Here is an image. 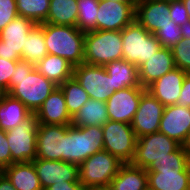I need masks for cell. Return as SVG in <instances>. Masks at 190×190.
<instances>
[{
    "label": "cell",
    "mask_w": 190,
    "mask_h": 190,
    "mask_svg": "<svg viewBox=\"0 0 190 190\" xmlns=\"http://www.w3.org/2000/svg\"><path fill=\"white\" fill-rule=\"evenodd\" d=\"M57 87L54 82L39 73L35 69V65L19 60L10 80V92L8 94L18 99L32 114H35Z\"/></svg>",
    "instance_id": "6da1fadb"
},
{
    "label": "cell",
    "mask_w": 190,
    "mask_h": 190,
    "mask_svg": "<svg viewBox=\"0 0 190 190\" xmlns=\"http://www.w3.org/2000/svg\"><path fill=\"white\" fill-rule=\"evenodd\" d=\"M147 175L148 190H190V151L180 145Z\"/></svg>",
    "instance_id": "7a4b0ae2"
},
{
    "label": "cell",
    "mask_w": 190,
    "mask_h": 190,
    "mask_svg": "<svg viewBox=\"0 0 190 190\" xmlns=\"http://www.w3.org/2000/svg\"><path fill=\"white\" fill-rule=\"evenodd\" d=\"M41 25L48 54L65 58L74 67L84 63V32L75 26Z\"/></svg>",
    "instance_id": "3957f363"
},
{
    "label": "cell",
    "mask_w": 190,
    "mask_h": 190,
    "mask_svg": "<svg viewBox=\"0 0 190 190\" xmlns=\"http://www.w3.org/2000/svg\"><path fill=\"white\" fill-rule=\"evenodd\" d=\"M103 150L101 126L74 127L65 125V146L62 161L80 165L91 155Z\"/></svg>",
    "instance_id": "277c9868"
},
{
    "label": "cell",
    "mask_w": 190,
    "mask_h": 190,
    "mask_svg": "<svg viewBox=\"0 0 190 190\" xmlns=\"http://www.w3.org/2000/svg\"><path fill=\"white\" fill-rule=\"evenodd\" d=\"M123 59L121 31L95 30L85 33L84 63L104 66Z\"/></svg>",
    "instance_id": "5b68a950"
},
{
    "label": "cell",
    "mask_w": 190,
    "mask_h": 190,
    "mask_svg": "<svg viewBox=\"0 0 190 190\" xmlns=\"http://www.w3.org/2000/svg\"><path fill=\"white\" fill-rule=\"evenodd\" d=\"M121 34L123 59L137 68L162 48L155 35L145 30L136 20L121 30Z\"/></svg>",
    "instance_id": "8992f818"
},
{
    "label": "cell",
    "mask_w": 190,
    "mask_h": 190,
    "mask_svg": "<svg viewBox=\"0 0 190 190\" xmlns=\"http://www.w3.org/2000/svg\"><path fill=\"white\" fill-rule=\"evenodd\" d=\"M124 163L102 150L79 165V181L86 189L109 187Z\"/></svg>",
    "instance_id": "52a82bcc"
},
{
    "label": "cell",
    "mask_w": 190,
    "mask_h": 190,
    "mask_svg": "<svg viewBox=\"0 0 190 190\" xmlns=\"http://www.w3.org/2000/svg\"><path fill=\"white\" fill-rule=\"evenodd\" d=\"M180 144L160 132L137 138L133 166L152 171L157 163L175 151Z\"/></svg>",
    "instance_id": "ba28073f"
},
{
    "label": "cell",
    "mask_w": 190,
    "mask_h": 190,
    "mask_svg": "<svg viewBox=\"0 0 190 190\" xmlns=\"http://www.w3.org/2000/svg\"><path fill=\"white\" fill-rule=\"evenodd\" d=\"M103 150L117 157L121 162L131 163L137 137L131 124L108 120L103 126Z\"/></svg>",
    "instance_id": "9c48e42d"
},
{
    "label": "cell",
    "mask_w": 190,
    "mask_h": 190,
    "mask_svg": "<svg viewBox=\"0 0 190 190\" xmlns=\"http://www.w3.org/2000/svg\"><path fill=\"white\" fill-rule=\"evenodd\" d=\"M38 119L33 114L16 127L6 131L11 158L17 162H29L36 159V139Z\"/></svg>",
    "instance_id": "30bf717a"
},
{
    "label": "cell",
    "mask_w": 190,
    "mask_h": 190,
    "mask_svg": "<svg viewBox=\"0 0 190 190\" xmlns=\"http://www.w3.org/2000/svg\"><path fill=\"white\" fill-rule=\"evenodd\" d=\"M73 77L91 99L106 102L114 93L113 82L104 66L82 63L74 67Z\"/></svg>",
    "instance_id": "8fae6325"
},
{
    "label": "cell",
    "mask_w": 190,
    "mask_h": 190,
    "mask_svg": "<svg viewBox=\"0 0 190 190\" xmlns=\"http://www.w3.org/2000/svg\"><path fill=\"white\" fill-rule=\"evenodd\" d=\"M134 20L135 4L132 1H99L96 30L121 31Z\"/></svg>",
    "instance_id": "7c38bea8"
},
{
    "label": "cell",
    "mask_w": 190,
    "mask_h": 190,
    "mask_svg": "<svg viewBox=\"0 0 190 190\" xmlns=\"http://www.w3.org/2000/svg\"><path fill=\"white\" fill-rule=\"evenodd\" d=\"M35 23L17 16L0 32V58L19 61L22 57L26 37Z\"/></svg>",
    "instance_id": "4fadbf2b"
},
{
    "label": "cell",
    "mask_w": 190,
    "mask_h": 190,
    "mask_svg": "<svg viewBox=\"0 0 190 190\" xmlns=\"http://www.w3.org/2000/svg\"><path fill=\"white\" fill-rule=\"evenodd\" d=\"M164 108L165 106L151 93L146 89L143 91L138 110L131 123L137 138L158 132Z\"/></svg>",
    "instance_id": "5bb4252c"
},
{
    "label": "cell",
    "mask_w": 190,
    "mask_h": 190,
    "mask_svg": "<svg viewBox=\"0 0 190 190\" xmlns=\"http://www.w3.org/2000/svg\"><path fill=\"white\" fill-rule=\"evenodd\" d=\"M144 87H128L115 91L106 101L109 120L131 124Z\"/></svg>",
    "instance_id": "9a60e30c"
},
{
    "label": "cell",
    "mask_w": 190,
    "mask_h": 190,
    "mask_svg": "<svg viewBox=\"0 0 190 190\" xmlns=\"http://www.w3.org/2000/svg\"><path fill=\"white\" fill-rule=\"evenodd\" d=\"M33 164L43 190L54 183L80 182L79 166L76 164L39 158Z\"/></svg>",
    "instance_id": "2e32d148"
},
{
    "label": "cell",
    "mask_w": 190,
    "mask_h": 190,
    "mask_svg": "<svg viewBox=\"0 0 190 190\" xmlns=\"http://www.w3.org/2000/svg\"><path fill=\"white\" fill-rule=\"evenodd\" d=\"M158 132L185 146L190 133V108L177 104L165 106Z\"/></svg>",
    "instance_id": "e0dca14e"
},
{
    "label": "cell",
    "mask_w": 190,
    "mask_h": 190,
    "mask_svg": "<svg viewBox=\"0 0 190 190\" xmlns=\"http://www.w3.org/2000/svg\"><path fill=\"white\" fill-rule=\"evenodd\" d=\"M65 146V125L38 124L36 158L62 160Z\"/></svg>",
    "instance_id": "ac0fdd59"
},
{
    "label": "cell",
    "mask_w": 190,
    "mask_h": 190,
    "mask_svg": "<svg viewBox=\"0 0 190 190\" xmlns=\"http://www.w3.org/2000/svg\"><path fill=\"white\" fill-rule=\"evenodd\" d=\"M169 15L168 1L144 0L135 4V20L152 34L170 23Z\"/></svg>",
    "instance_id": "d6986e66"
},
{
    "label": "cell",
    "mask_w": 190,
    "mask_h": 190,
    "mask_svg": "<svg viewBox=\"0 0 190 190\" xmlns=\"http://www.w3.org/2000/svg\"><path fill=\"white\" fill-rule=\"evenodd\" d=\"M186 74L187 72L180 68H174L172 71L154 81L146 90L162 105H175L180 97Z\"/></svg>",
    "instance_id": "ffe728a7"
},
{
    "label": "cell",
    "mask_w": 190,
    "mask_h": 190,
    "mask_svg": "<svg viewBox=\"0 0 190 190\" xmlns=\"http://www.w3.org/2000/svg\"><path fill=\"white\" fill-rule=\"evenodd\" d=\"M34 115L39 124L71 125L72 122L64 94L59 87L48 96Z\"/></svg>",
    "instance_id": "44dd1931"
},
{
    "label": "cell",
    "mask_w": 190,
    "mask_h": 190,
    "mask_svg": "<svg viewBox=\"0 0 190 190\" xmlns=\"http://www.w3.org/2000/svg\"><path fill=\"white\" fill-rule=\"evenodd\" d=\"M175 67L171 48L162 47L138 68L139 84L145 89Z\"/></svg>",
    "instance_id": "7402d4cb"
},
{
    "label": "cell",
    "mask_w": 190,
    "mask_h": 190,
    "mask_svg": "<svg viewBox=\"0 0 190 190\" xmlns=\"http://www.w3.org/2000/svg\"><path fill=\"white\" fill-rule=\"evenodd\" d=\"M110 190H148V175L146 169L123 164L117 175L109 184Z\"/></svg>",
    "instance_id": "603a6c76"
},
{
    "label": "cell",
    "mask_w": 190,
    "mask_h": 190,
    "mask_svg": "<svg viewBox=\"0 0 190 190\" xmlns=\"http://www.w3.org/2000/svg\"><path fill=\"white\" fill-rule=\"evenodd\" d=\"M5 176L16 190H43L33 161L11 164L5 168Z\"/></svg>",
    "instance_id": "cb8c5ba5"
},
{
    "label": "cell",
    "mask_w": 190,
    "mask_h": 190,
    "mask_svg": "<svg viewBox=\"0 0 190 190\" xmlns=\"http://www.w3.org/2000/svg\"><path fill=\"white\" fill-rule=\"evenodd\" d=\"M35 69L57 86L73 77L74 73V66L72 64L65 58L53 54H47L35 65Z\"/></svg>",
    "instance_id": "d4e9b609"
},
{
    "label": "cell",
    "mask_w": 190,
    "mask_h": 190,
    "mask_svg": "<svg viewBox=\"0 0 190 190\" xmlns=\"http://www.w3.org/2000/svg\"><path fill=\"white\" fill-rule=\"evenodd\" d=\"M113 82L114 92L128 87H142L138 81V68L124 59L104 65Z\"/></svg>",
    "instance_id": "484cf974"
},
{
    "label": "cell",
    "mask_w": 190,
    "mask_h": 190,
    "mask_svg": "<svg viewBox=\"0 0 190 190\" xmlns=\"http://www.w3.org/2000/svg\"><path fill=\"white\" fill-rule=\"evenodd\" d=\"M32 115V112L22 102L6 93L0 102V129L8 131Z\"/></svg>",
    "instance_id": "4316f807"
},
{
    "label": "cell",
    "mask_w": 190,
    "mask_h": 190,
    "mask_svg": "<svg viewBox=\"0 0 190 190\" xmlns=\"http://www.w3.org/2000/svg\"><path fill=\"white\" fill-rule=\"evenodd\" d=\"M109 120L106 102L89 99L72 117L74 127L103 126Z\"/></svg>",
    "instance_id": "83f0119b"
},
{
    "label": "cell",
    "mask_w": 190,
    "mask_h": 190,
    "mask_svg": "<svg viewBox=\"0 0 190 190\" xmlns=\"http://www.w3.org/2000/svg\"><path fill=\"white\" fill-rule=\"evenodd\" d=\"M77 0H50V8L44 23L77 27Z\"/></svg>",
    "instance_id": "f1b7e54d"
},
{
    "label": "cell",
    "mask_w": 190,
    "mask_h": 190,
    "mask_svg": "<svg viewBox=\"0 0 190 190\" xmlns=\"http://www.w3.org/2000/svg\"><path fill=\"white\" fill-rule=\"evenodd\" d=\"M47 54L43 26L41 24H35L26 37L21 60L36 65Z\"/></svg>",
    "instance_id": "f546056e"
},
{
    "label": "cell",
    "mask_w": 190,
    "mask_h": 190,
    "mask_svg": "<svg viewBox=\"0 0 190 190\" xmlns=\"http://www.w3.org/2000/svg\"><path fill=\"white\" fill-rule=\"evenodd\" d=\"M65 97L69 114L73 117L90 99L86 91L79 85L74 77L67 79L58 86Z\"/></svg>",
    "instance_id": "4dcf8cb0"
},
{
    "label": "cell",
    "mask_w": 190,
    "mask_h": 190,
    "mask_svg": "<svg viewBox=\"0 0 190 190\" xmlns=\"http://www.w3.org/2000/svg\"><path fill=\"white\" fill-rule=\"evenodd\" d=\"M18 16L32 20L35 24H42L46 21L50 0H15Z\"/></svg>",
    "instance_id": "1f68e13d"
},
{
    "label": "cell",
    "mask_w": 190,
    "mask_h": 190,
    "mask_svg": "<svg viewBox=\"0 0 190 190\" xmlns=\"http://www.w3.org/2000/svg\"><path fill=\"white\" fill-rule=\"evenodd\" d=\"M100 0H77V27L84 33L96 30V18Z\"/></svg>",
    "instance_id": "d6a6232c"
},
{
    "label": "cell",
    "mask_w": 190,
    "mask_h": 190,
    "mask_svg": "<svg viewBox=\"0 0 190 190\" xmlns=\"http://www.w3.org/2000/svg\"><path fill=\"white\" fill-rule=\"evenodd\" d=\"M154 35L161 46L166 48H172L182 38L180 26L172 20L156 31Z\"/></svg>",
    "instance_id": "836d02e7"
},
{
    "label": "cell",
    "mask_w": 190,
    "mask_h": 190,
    "mask_svg": "<svg viewBox=\"0 0 190 190\" xmlns=\"http://www.w3.org/2000/svg\"><path fill=\"white\" fill-rule=\"evenodd\" d=\"M171 50L175 67L190 73V39L181 38Z\"/></svg>",
    "instance_id": "e575fe53"
},
{
    "label": "cell",
    "mask_w": 190,
    "mask_h": 190,
    "mask_svg": "<svg viewBox=\"0 0 190 190\" xmlns=\"http://www.w3.org/2000/svg\"><path fill=\"white\" fill-rule=\"evenodd\" d=\"M17 16L15 0H0V32Z\"/></svg>",
    "instance_id": "d590c367"
},
{
    "label": "cell",
    "mask_w": 190,
    "mask_h": 190,
    "mask_svg": "<svg viewBox=\"0 0 190 190\" xmlns=\"http://www.w3.org/2000/svg\"><path fill=\"white\" fill-rule=\"evenodd\" d=\"M17 62L0 58V88L6 93L10 92V80L14 74Z\"/></svg>",
    "instance_id": "8d00e7d4"
},
{
    "label": "cell",
    "mask_w": 190,
    "mask_h": 190,
    "mask_svg": "<svg viewBox=\"0 0 190 190\" xmlns=\"http://www.w3.org/2000/svg\"><path fill=\"white\" fill-rule=\"evenodd\" d=\"M170 18L173 22L182 26L185 22L189 21L187 9L185 8L182 0H172L169 2Z\"/></svg>",
    "instance_id": "74e56055"
},
{
    "label": "cell",
    "mask_w": 190,
    "mask_h": 190,
    "mask_svg": "<svg viewBox=\"0 0 190 190\" xmlns=\"http://www.w3.org/2000/svg\"><path fill=\"white\" fill-rule=\"evenodd\" d=\"M15 163L11 158L6 131L0 129V164L5 168Z\"/></svg>",
    "instance_id": "f35d334b"
},
{
    "label": "cell",
    "mask_w": 190,
    "mask_h": 190,
    "mask_svg": "<svg viewBox=\"0 0 190 190\" xmlns=\"http://www.w3.org/2000/svg\"><path fill=\"white\" fill-rule=\"evenodd\" d=\"M177 105L190 108V73H187L183 80L182 90Z\"/></svg>",
    "instance_id": "ab89813d"
},
{
    "label": "cell",
    "mask_w": 190,
    "mask_h": 190,
    "mask_svg": "<svg viewBox=\"0 0 190 190\" xmlns=\"http://www.w3.org/2000/svg\"><path fill=\"white\" fill-rule=\"evenodd\" d=\"M45 190H87L80 182L54 183Z\"/></svg>",
    "instance_id": "60d3db41"
},
{
    "label": "cell",
    "mask_w": 190,
    "mask_h": 190,
    "mask_svg": "<svg viewBox=\"0 0 190 190\" xmlns=\"http://www.w3.org/2000/svg\"><path fill=\"white\" fill-rule=\"evenodd\" d=\"M0 190H16L9 179L4 175L0 179Z\"/></svg>",
    "instance_id": "b9f144b4"
},
{
    "label": "cell",
    "mask_w": 190,
    "mask_h": 190,
    "mask_svg": "<svg viewBox=\"0 0 190 190\" xmlns=\"http://www.w3.org/2000/svg\"><path fill=\"white\" fill-rule=\"evenodd\" d=\"M182 38L190 39V20L180 26Z\"/></svg>",
    "instance_id": "7bdbcfd3"
},
{
    "label": "cell",
    "mask_w": 190,
    "mask_h": 190,
    "mask_svg": "<svg viewBox=\"0 0 190 190\" xmlns=\"http://www.w3.org/2000/svg\"><path fill=\"white\" fill-rule=\"evenodd\" d=\"M185 8L187 9V14L190 20V0H182Z\"/></svg>",
    "instance_id": "ee69618b"
},
{
    "label": "cell",
    "mask_w": 190,
    "mask_h": 190,
    "mask_svg": "<svg viewBox=\"0 0 190 190\" xmlns=\"http://www.w3.org/2000/svg\"><path fill=\"white\" fill-rule=\"evenodd\" d=\"M5 175V167L0 164V179Z\"/></svg>",
    "instance_id": "f6af8a7d"
},
{
    "label": "cell",
    "mask_w": 190,
    "mask_h": 190,
    "mask_svg": "<svg viewBox=\"0 0 190 190\" xmlns=\"http://www.w3.org/2000/svg\"><path fill=\"white\" fill-rule=\"evenodd\" d=\"M185 147L190 151V133H189V136L187 138V143H186Z\"/></svg>",
    "instance_id": "bcb514c9"
},
{
    "label": "cell",
    "mask_w": 190,
    "mask_h": 190,
    "mask_svg": "<svg viewBox=\"0 0 190 190\" xmlns=\"http://www.w3.org/2000/svg\"><path fill=\"white\" fill-rule=\"evenodd\" d=\"M5 94L6 92L0 88V102L2 101Z\"/></svg>",
    "instance_id": "7dc6e473"
},
{
    "label": "cell",
    "mask_w": 190,
    "mask_h": 190,
    "mask_svg": "<svg viewBox=\"0 0 190 190\" xmlns=\"http://www.w3.org/2000/svg\"><path fill=\"white\" fill-rule=\"evenodd\" d=\"M87 190H110L109 187H103V188H93V189H87Z\"/></svg>",
    "instance_id": "c3c4849f"
},
{
    "label": "cell",
    "mask_w": 190,
    "mask_h": 190,
    "mask_svg": "<svg viewBox=\"0 0 190 190\" xmlns=\"http://www.w3.org/2000/svg\"><path fill=\"white\" fill-rule=\"evenodd\" d=\"M130 1H132L134 4H136V3L144 1V0H130Z\"/></svg>",
    "instance_id": "681fc988"
},
{
    "label": "cell",
    "mask_w": 190,
    "mask_h": 190,
    "mask_svg": "<svg viewBox=\"0 0 190 190\" xmlns=\"http://www.w3.org/2000/svg\"><path fill=\"white\" fill-rule=\"evenodd\" d=\"M155 1H168V2H170V1H172V0H155Z\"/></svg>",
    "instance_id": "f907efd6"
},
{
    "label": "cell",
    "mask_w": 190,
    "mask_h": 190,
    "mask_svg": "<svg viewBox=\"0 0 190 190\" xmlns=\"http://www.w3.org/2000/svg\"><path fill=\"white\" fill-rule=\"evenodd\" d=\"M112 1H130V0H112Z\"/></svg>",
    "instance_id": "816d5d0a"
}]
</instances>
